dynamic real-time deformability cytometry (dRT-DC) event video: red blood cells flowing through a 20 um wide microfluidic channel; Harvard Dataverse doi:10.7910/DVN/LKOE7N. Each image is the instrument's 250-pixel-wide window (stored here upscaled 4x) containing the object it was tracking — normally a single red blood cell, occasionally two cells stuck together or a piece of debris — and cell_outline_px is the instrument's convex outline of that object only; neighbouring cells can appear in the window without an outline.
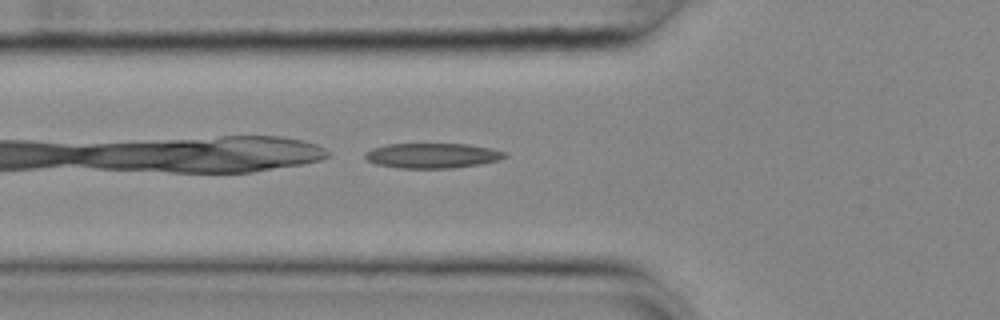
{"species": "common noctule bat (a hibernating species)", "species_latin": "Nyctalus noctula", "temperature_condition": "cold", "stored_images_in_passage": 20, "camera_frame_rate_fps": 3000, "um_per_image_px": 0.085, "animal": {"sex": "female", "body_mass_g": 25.1}, "frame": {"image": 1, "passage_image": 3, "time_ms": 0.667, "image_size_px": [1000, 320], "cell_outline_px": [[508, 156], [500, 160], [480, 164], [452, 168], [400, 168], [376, 164], [368, 160], [364, 156], [364, 152], [372, 148], [388, 144], [468, 144], [492, 148], [504, 152]], "centroid_in_image_um": [36.76, 13.22], "position_along_channel_um": 89.0, "area_um2": 20.4}}
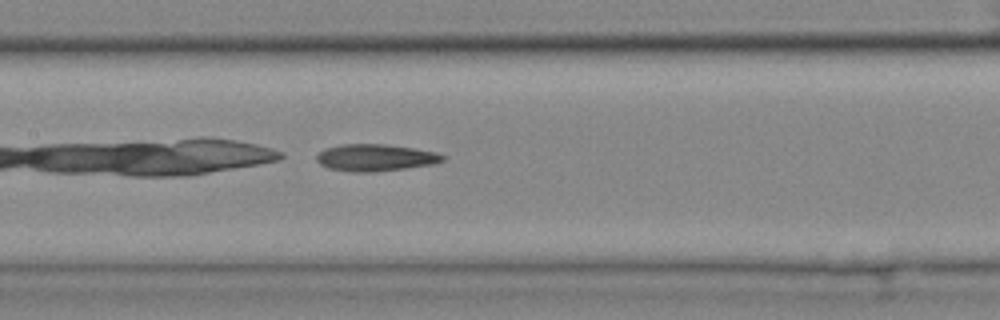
{"frame": {"image": 2, "passage_image": 10, "time_ms": 3.0, "image_size_px": [1000, 320], "cell_outline_px": [[448, 156], [444, 160], [436, 164], [376, 172], [352, 172], [328, 168], [320, 164], [316, 160], [316, 156], [324, 148], [340, 144], [384, 144], [412, 148], [436, 152]], "centroid_in_image_um": [31.92, 13.4], "position_along_channel_um": 175.5, "area_um2": 20.0}}
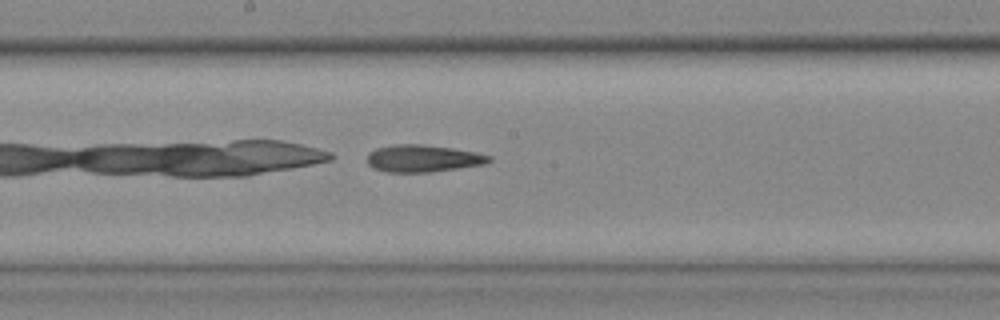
{"frame": {"image": 3, "passage_image": 13, "time_ms": 4.0, "image_size_px": [1000, 320], "cell_outline_px": [[492, 160], [484, 164], [428, 172], [388, 172], [372, 168], [368, 164], [368, 152], [376, 148], [396, 144], [424, 144], [452, 148], [476, 152], [492, 156]], "centroid_in_image_um": [35.94, 13.46], "position_along_channel_um": 212.3, "area_um2": 19.25}}